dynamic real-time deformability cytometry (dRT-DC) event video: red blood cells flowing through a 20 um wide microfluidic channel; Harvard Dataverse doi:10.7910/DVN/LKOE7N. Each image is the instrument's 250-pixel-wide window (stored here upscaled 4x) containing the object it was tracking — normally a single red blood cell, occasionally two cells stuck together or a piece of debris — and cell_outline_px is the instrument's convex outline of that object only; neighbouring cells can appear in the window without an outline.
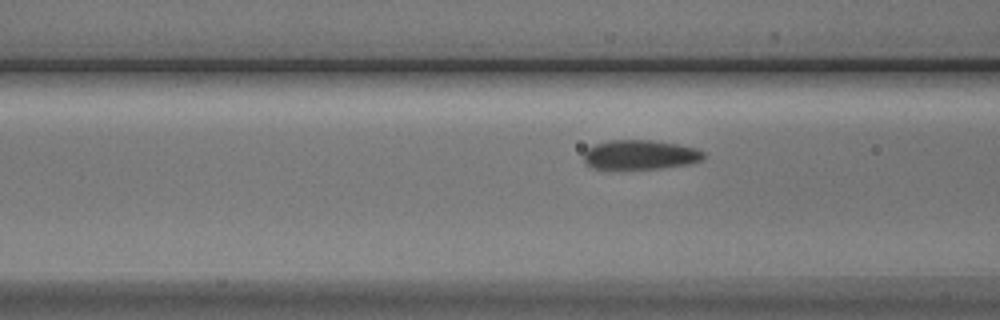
{"species": "Egyptian fruit bat (a non-hibernating species)", "species_latin": "Rousettus aegyptiacus", "temperature_condition": "cold", "stored_images_in_passage": 8, "camera_frame_rate_fps": 3000, "um_per_image_px": 0.085, "animal": {"sex": "male"}, "frame": {"image": 1, "passage_image": 6, "time_ms": 6.667, "image_size_px": [1000, 320], "cell_outline_px": [[704, 156], [700, 160], [688, 164], [660, 168], [592, 168], [584, 160], [584, 152], [588, 148], [596, 144], [608, 140], [648, 140], [676, 144], [696, 148], [704, 152]], "centroid_in_image_um": [54.4, 13.14], "position_along_channel_um": 112.2, "area_um2": 20.17}}
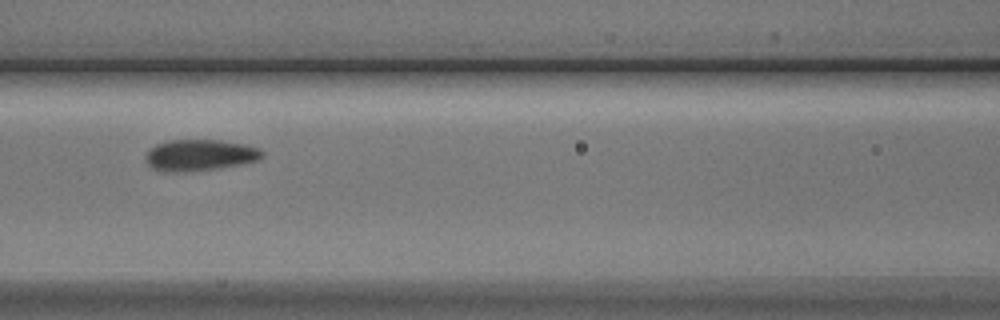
{"frame": {"image": 2, "passage_image": 7, "time_ms": 7.667, "image_size_px": [1000, 320], "cell_outline_px": [[264, 156], [256, 160], [240, 164], [216, 168], [176, 172], [164, 172], [152, 168], [148, 164], [144, 156], [156, 144], [168, 140], [220, 140], [244, 144], [260, 148], [264, 152]], "centroid_in_image_um": [16.97, 13.17], "position_along_channel_um": 149.6, "area_um2": 21.1}}
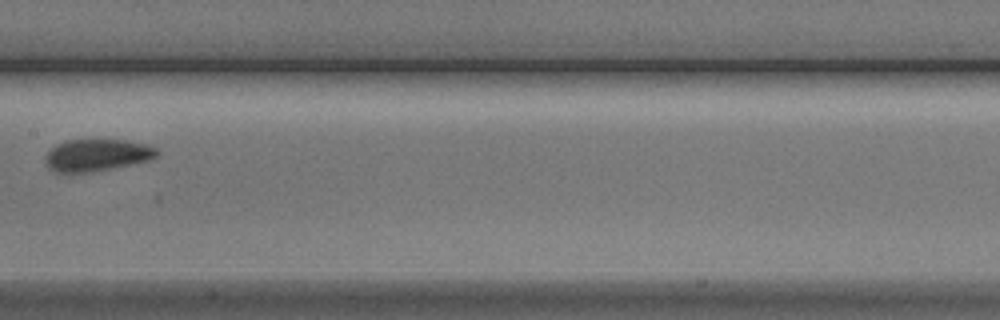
{"frame": {"image": 3, "passage_image": 8, "time_ms": 9.0, "image_size_px": [1000, 320], "cell_outline_px": [[160, 152], [156, 156], [148, 160], [92, 172], [52, 172], [44, 164], [44, 156], [56, 144], [64, 140], [124, 140], [148, 144], [156, 148]], "centroid_in_image_um": [8.18, 13.18], "position_along_channel_um": 199.2, "area_um2": 20.87}}